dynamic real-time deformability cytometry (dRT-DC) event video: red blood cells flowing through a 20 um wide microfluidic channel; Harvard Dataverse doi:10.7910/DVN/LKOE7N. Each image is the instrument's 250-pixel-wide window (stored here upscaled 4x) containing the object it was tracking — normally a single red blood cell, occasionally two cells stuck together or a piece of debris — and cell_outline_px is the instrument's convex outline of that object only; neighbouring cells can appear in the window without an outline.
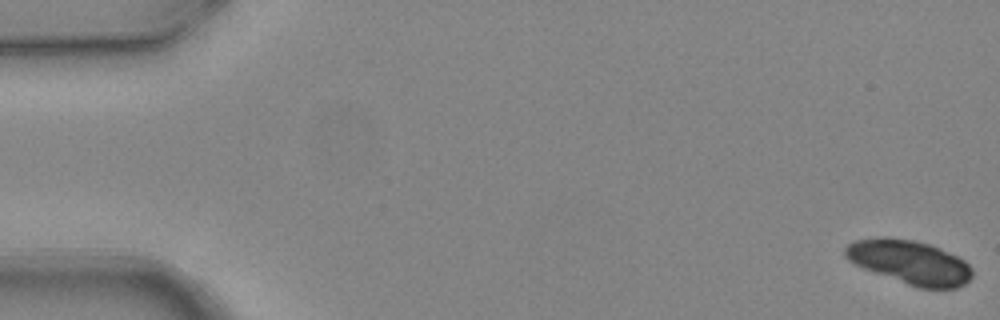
{"species": "common noctule bat (a hibernating species)", "species_latin": "Nyctalus noctula", "temperature_condition": "warm", "stored_images_in_passage": 7, "segment_of_instrument_passage": [1, 2], "camera_frame_rate_fps": 3000, "um_per_image_px": 0.085, "animal": {"sex": "female", "body_mass_g": 24.6, "forearm_length_mm": 56.2}, "frame": {"image": 1, "passage_image": 1, "time_ms": 0.0, "image_size_px": [1000, 320], "cell_outline_px": [[972, 276], [964, 284], [956, 288], [916, 288], [864, 268], [848, 260], [844, 256], [844, 248], [848, 244], [856, 240], [880, 236], [884, 236], [912, 240], [928, 244], [940, 248], [964, 260], [972, 268]], "centroid_in_image_um": [77.31, 22.28], "position_along_channel_um": 7.7, "area_um2": 32.43}}